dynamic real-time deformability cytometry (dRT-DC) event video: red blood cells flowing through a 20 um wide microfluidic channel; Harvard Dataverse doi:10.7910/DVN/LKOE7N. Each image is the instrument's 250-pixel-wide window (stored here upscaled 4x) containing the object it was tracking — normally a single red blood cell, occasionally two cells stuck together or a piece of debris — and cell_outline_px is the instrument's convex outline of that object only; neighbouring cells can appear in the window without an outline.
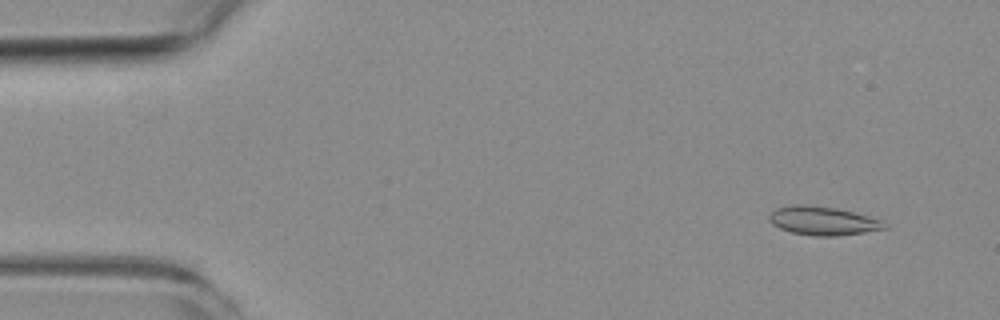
{"species": "common noctule bat (a hibernating species)", "species_latin": "Nyctalus noctula", "temperature_condition": "room temperature", "stored_images_in_passage": 4, "camera_frame_rate_fps": 3000, "um_per_image_px": 0.085, "animal": {"sex": "female", "body_mass_g": 19.3, "forearm_length_mm": 54.1}, "frame": {"image": 1, "passage_image": 1, "time_ms": 0.0, "image_size_px": [1000, 320], "cell_outline_px": [[888, 228], [864, 232], [836, 236], [816, 236], [792, 232], [780, 228], [772, 224], [768, 220], [768, 216], [776, 208], [788, 204], [808, 204], [836, 208], [868, 216], [880, 220], [888, 224]], "centroid_in_image_um": [69.92, 18.75], "position_along_channel_um": 15.1, "area_um2": 19.31}}
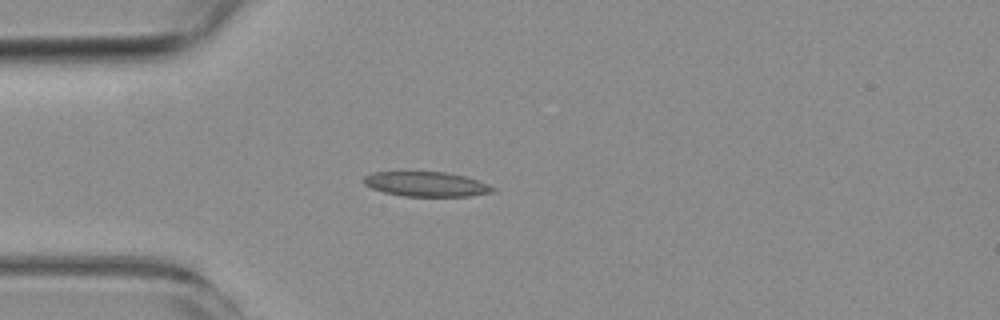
{"frame": {"image": 2, "passage_image": 4, "time_ms": 3.333, "image_size_px": [1000, 320], "cell_outline_px": [[496, 188], [492, 192], [468, 196], [404, 196], [384, 192], [372, 188], [364, 184], [364, 176], [372, 172], [448, 172], [464, 176], [488, 184]], "centroid_in_image_um": [36.22, 15.65], "position_along_channel_um": 48.8, "area_um2": 18.44}}